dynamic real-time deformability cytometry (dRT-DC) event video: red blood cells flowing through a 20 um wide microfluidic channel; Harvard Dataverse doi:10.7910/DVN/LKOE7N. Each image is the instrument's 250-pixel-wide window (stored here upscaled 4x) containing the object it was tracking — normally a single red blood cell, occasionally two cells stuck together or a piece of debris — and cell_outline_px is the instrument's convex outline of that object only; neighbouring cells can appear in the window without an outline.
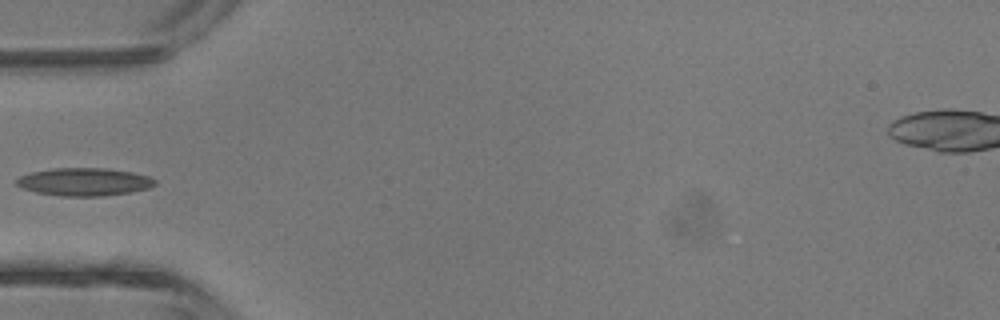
{"species": "common noctule bat (a hibernating species)", "species_latin": "Nyctalus noctula", "temperature_condition": "room temperature", "stored_images_in_passage": 30, "camera_frame_rate_fps": 3000, "um_per_image_px": 0.085, "animal": {"sex": "male", "body_mass_g": 13.3}, "frame": {"image": 1, "passage_image": 1, "time_ms": 0.0, "image_size_px": [1000, 320], "cell_outline_px": [[156, 184], [148, 188], [128, 192], [104, 196], [60, 196], [36, 192], [24, 188], [16, 184], [16, 180], [20, 176], [32, 172], [52, 168], [108, 168], [132, 172], [148, 176], [156, 180]], "centroid_in_image_um": [7.16, 15.45], "position_along_channel_um": 77.8, "area_um2": 22.37}}
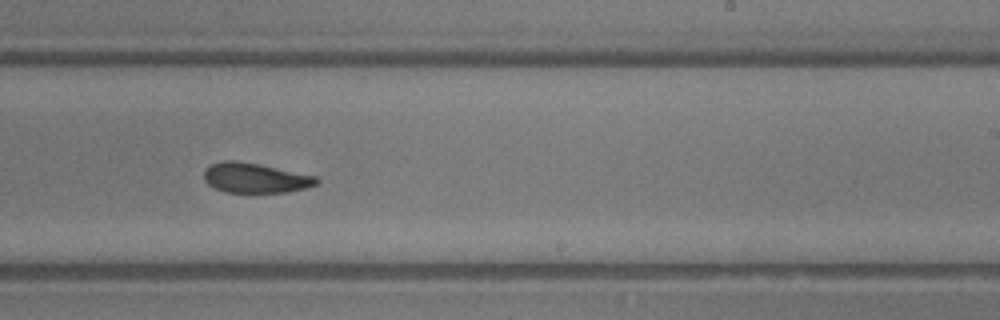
{"frame": {"image": 2, "passage_image": 13, "time_ms": 4.0, "image_size_px": [1000, 320], "cell_outline_px": [[320, 180], [316, 184], [308, 188], [288, 192], [224, 192], [208, 184], [204, 180], [204, 172], [212, 164], [220, 160], [236, 160], [260, 164], [316, 176]], "centroid_in_image_um": [21.71, 15.12], "position_along_channel_um": 267.3, "area_um2": 19.65}}
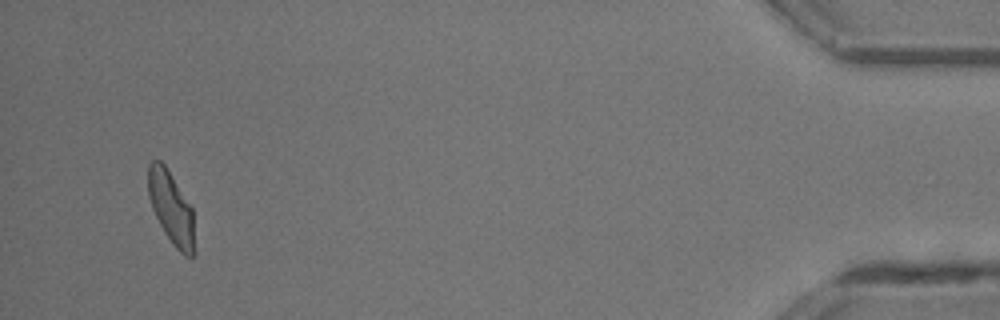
{"frame": {"image": 3, "passage_image": 28, "time_ms": 9.0, "image_size_px": [1000, 320], "cell_outline_px": [[196, 256], [184, 256], [172, 244], [164, 232], [152, 208], [148, 196], [148, 164], [152, 160], [160, 160], [164, 164], [192, 208], [196, 252]], "centroid_in_image_um": [14.57, 17.72], "position_along_channel_um": 420.6, "area_um2": 19.65}}